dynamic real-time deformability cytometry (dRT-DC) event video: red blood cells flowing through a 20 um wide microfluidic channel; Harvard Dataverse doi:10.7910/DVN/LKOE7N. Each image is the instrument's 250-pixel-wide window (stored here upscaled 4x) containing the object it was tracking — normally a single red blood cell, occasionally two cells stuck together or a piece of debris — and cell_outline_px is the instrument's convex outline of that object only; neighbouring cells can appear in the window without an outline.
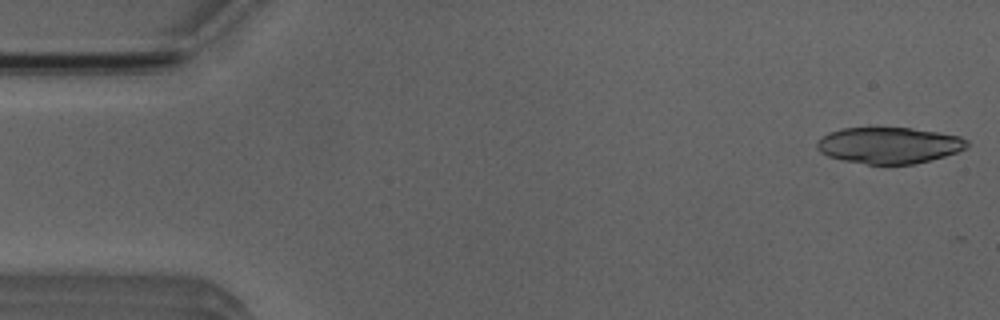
{"species": "Egyptian fruit bat (a non-hibernating species)", "species_latin": "Rousettus aegyptiacus", "temperature_condition": "room temperature", "stored_images_in_passage": 5, "camera_frame_rate_fps": 3000, "um_per_image_px": 0.085, "animal": {"sex": "male"}, "frame": {"image": 1, "passage_image": 1, "time_ms": 0.0, "image_size_px": [1000, 320], "cell_outline_px": [[968, 144], [964, 148], [956, 152], [944, 156], [912, 164], [868, 164], [844, 160], [828, 156], [820, 152], [816, 148], [816, 140], [828, 132], [840, 128], [912, 128], [960, 136], [968, 140]], "centroid_in_image_um": [75.51, 12.34], "position_along_channel_um": 9.5, "area_um2": 31.56}}